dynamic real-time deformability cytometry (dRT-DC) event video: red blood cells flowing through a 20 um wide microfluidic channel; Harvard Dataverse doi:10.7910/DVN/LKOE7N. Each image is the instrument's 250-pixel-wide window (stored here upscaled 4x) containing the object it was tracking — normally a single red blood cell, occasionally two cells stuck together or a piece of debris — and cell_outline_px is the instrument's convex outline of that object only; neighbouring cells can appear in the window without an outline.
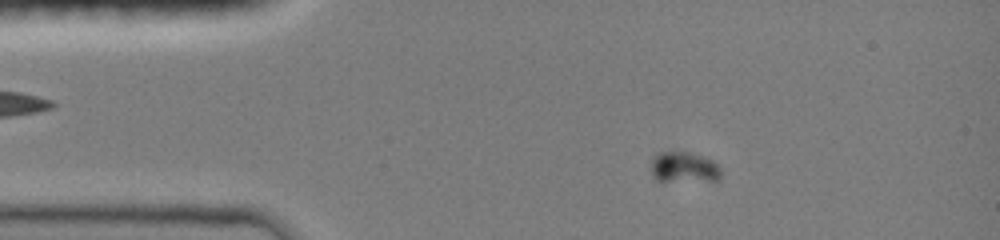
{"species": "common noctule bat (a hibernating species)", "species_latin": "Nyctalus noctula", "temperature_condition": "room temperature", "stored_images_in_passage": 67, "camera_frame_rate_fps": 3000, "um_per_image_px": 0.085, "animal": {"sex": "female", "body_mass_g": 19.0, "forearm_length_mm": 51.5}, "frame": {"image": 1, "passage_image": 12, "time_ms": 3.0, "image_size_px": [1000, 240], "cell_outline_px": [[720, 180], [656, 180], [652, 176], [652, 156], [656, 152], [688, 152], [712, 160], [720, 168]], "centroid_in_image_um": [58.1, 14.2], "position_along_channel_um": 26.9, "area_um2": 12.25}}
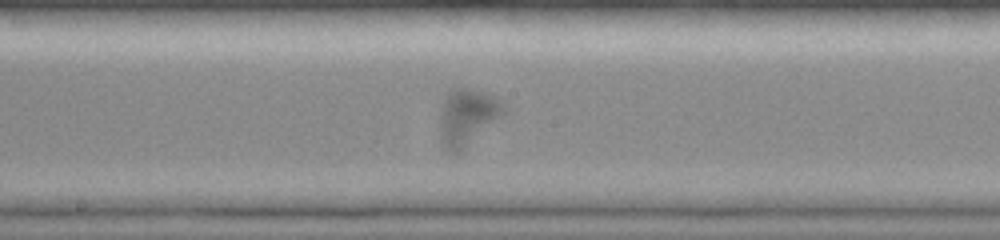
{"frame": {"image": 2, "passage_image": 36, "time_ms": 10.0, "image_size_px": [1000, 240], "cell_outline_px": [[504, 112], [456, 152], [448, 152], [444, 144], [440, 116], [440, 112], [444, 100], [448, 92], [452, 88], [464, 88], [480, 92], [492, 96], [504, 108]], "centroid_in_image_um": [39.65, 9.87], "position_along_channel_um": 208.6, "area_um2": 19.13}}
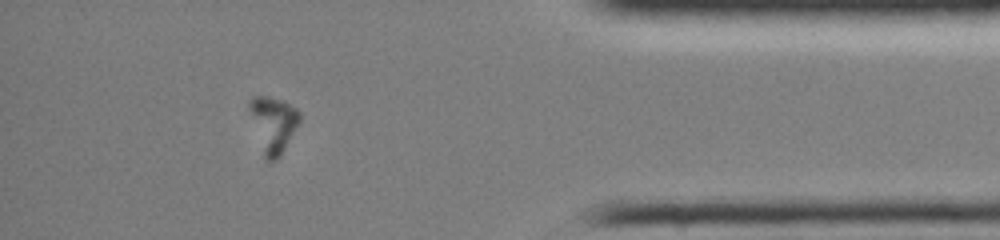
{"frame": {"image": 3, "passage_image": 59, "time_ms": 16.667, "image_size_px": [1000, 240], "cell_outline_px": [[300, 120], [280, 156], [276, 160], [264, 160], [248, 108], [248, 104], [252, 96], [268, 96], [284, 100], [296, 108], [300, 112]], "centroid_in_image_um": [23.2, 10.54], "position_along_channel_um": 412.0, "area_um2": 16.36}}